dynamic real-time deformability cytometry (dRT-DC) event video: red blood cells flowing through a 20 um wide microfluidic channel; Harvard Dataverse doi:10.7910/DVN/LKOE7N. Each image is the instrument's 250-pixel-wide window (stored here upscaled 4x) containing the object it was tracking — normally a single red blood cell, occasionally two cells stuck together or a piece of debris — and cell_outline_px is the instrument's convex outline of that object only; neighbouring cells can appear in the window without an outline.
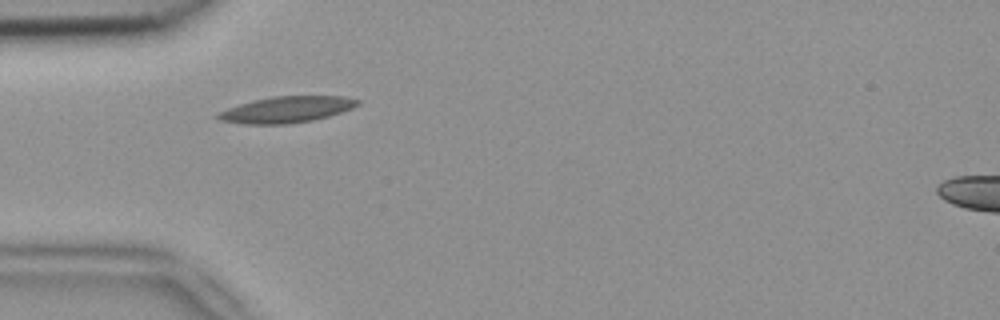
{"species": "common noctule bat (a hibernating species)", "species_latin": "Nyctalus noctula", "temperature_condition": "room temperature", "stored_images_in_passage": 37, "camera_frame_rate_fps": 3000, "um_per_image_px": 0.085, "animal": {"sex": "female", "body_mass_g": 18.4}, "frame": {"image": 1, "passage_image": 1, "time_ms": 0.0, "image_size_px": [1000, 320], "cell_outline_px": [[360, 104], [352, 108], [328, 116], [312, 120], [288, 124], [244, 124], [220, 120], [216, 116], [216, 112], [240, 104], [272, 96], [344, 96], [360, 100]], "centroid_in_image_um": [24.36, 9.31], "position_along_channel_um": 60.6, "area_um2": 21.21}}
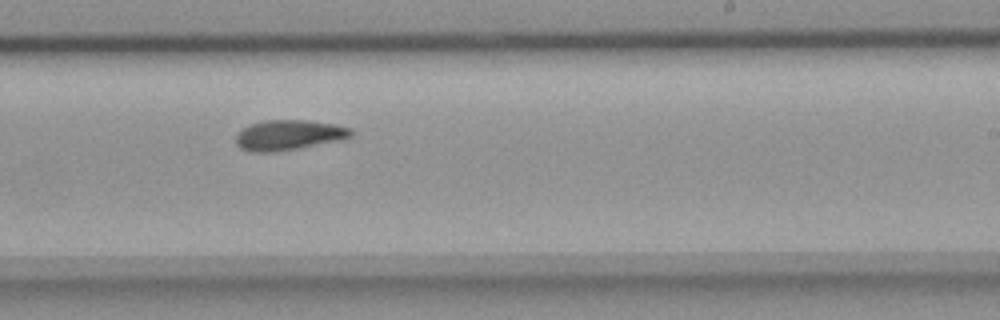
{"frame": {"image": 2, "passage_image": 17, "time_ms": 5.333, "image_size_px": [1000, 320], "cell_outline_px": [[356, 132], [352, 136], [296, 148], [276, 152], [252, 152], [240, 148], [236, 144], [236, 132], [248, 124], [264, 120], [308, 120], [336, 124], [352, 128]], "centroid_in_image_um": [24.49, 11.45], "position_along_channel_um": 264.5, "area_um2": 20.23}}
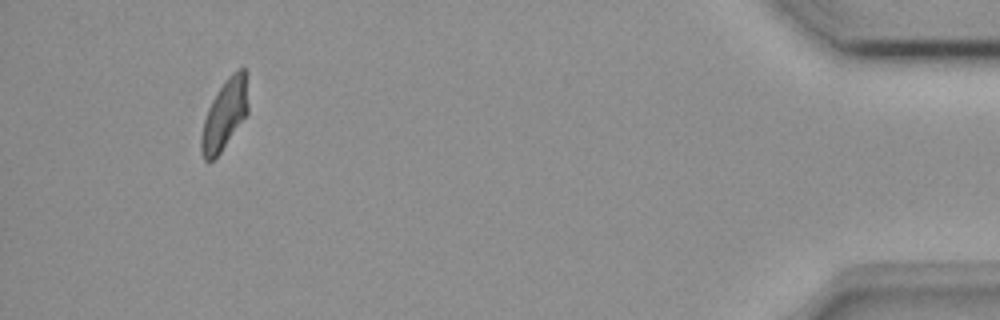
{"frame": {"image": 3, "passage_image": 34, "time_ms": 11.0, "image_size_px": [1000, 320], "cell_outline_px": [[248, 112], [220, 152], [208, 164], [204, 160], [200, 148], [200, 136], [204, 120], [208, 108], [212, 100], [224, 80], [236, 68], [244, 68], [248, 72]], "centroid_in_image_um": [19.11, 9.68], "position_along_channel_um": 416.1, "area_um2": 19.36}, "authors_computed_cell_mechanics": {"area_um2": 19.652, "velocity_mm_per_s": 3.8824, "shape_relaxation_time_tau1_ms": null, "shape_relaxation_time_tau2_ms": 5.334, "deformation_change_tau1": null, "deformation_change_tau2": 0.1272}}